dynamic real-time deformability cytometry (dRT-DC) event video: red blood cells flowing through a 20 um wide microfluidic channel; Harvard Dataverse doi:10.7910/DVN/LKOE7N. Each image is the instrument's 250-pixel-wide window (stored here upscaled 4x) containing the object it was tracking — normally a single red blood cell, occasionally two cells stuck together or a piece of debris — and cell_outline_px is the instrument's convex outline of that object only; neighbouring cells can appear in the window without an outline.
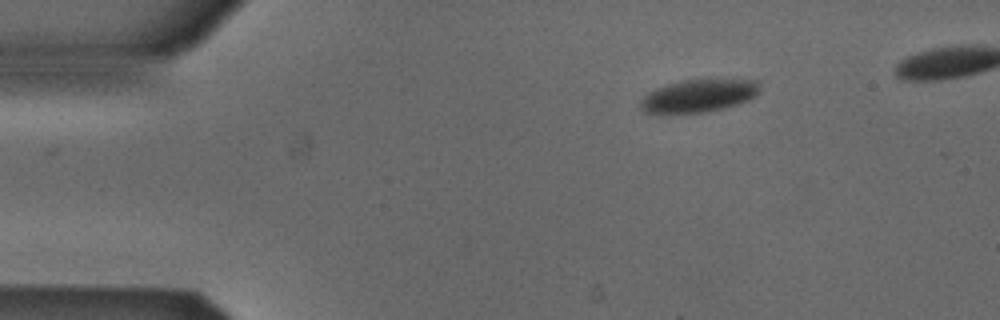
{"species": "Egyptian fruit bat (a non-hibernating species)", "species_latin": "Rousettus aegyptiacus", "temperature_condition": "cold", "stored_images_in_passage": 39, "camera_frame_rate_fps": 3000, "um_per_image_px": 0.085, "animal": {"sex": "male"}, "frame": {"image": 1, "passage_image": 1, "time_ms": 0.0, "image_size_px": [1000, 320], "cell_outline_px": [[760, 88], [748, 100], [724, 108], [708, 112], [672, 116], [652, 116], [644, 112], [640, 108], [640, 100], [648, 92], [656, 88], [680, 80], [756, 80]], "centroid_in_image_um": [59.22, 8.21], "position_along_channel_um": 25.8, "area_um2": 23.41}}
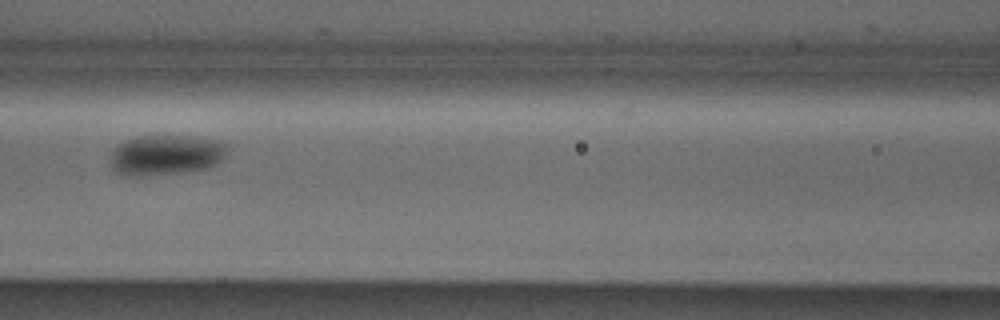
{"frame": {"image": 2, "passage_image": 16, "time_ms": 5.0, "image_size_px": [1000, 320], "cell_outline_px": [[228, 144], [224, 156], [216, 164], [204, 168], [180, 172], [140, 176], [124, 176], [116, 172], [112, 168], [108, 160], [112, 152], [124, 140], [136, 136], [192, 136], [224, 140]], "centroid_in_image_um": [14.08, 13.15], "position_along_channel_um": 152.5, "area_um2": 27.63}}
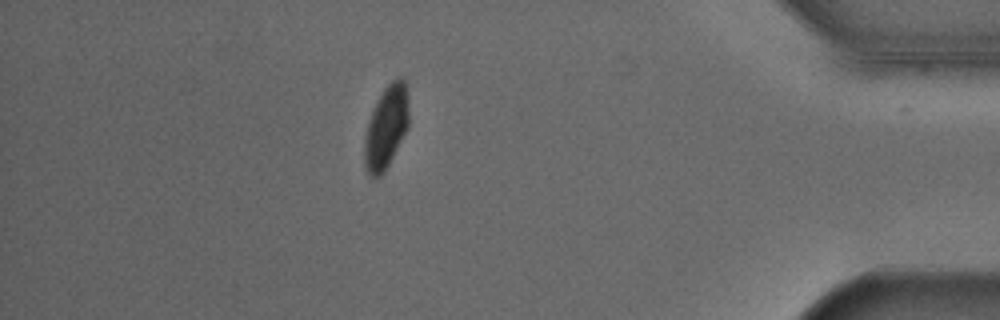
{"frame": {"image": 3, "passage_image": 39, "time_ms": 12.667, "image_size_px": [1000, 320], "cell_outline_px": [[408, 128], [384, 172], [380, 176], [372, 176], [364, 168], [364, 136], [372, 112], [384, 88], [396, 76], [404, 76], [408, 100]], "centroid_in_image_um": [32.83, 10.79], "position_along_channel_um": 402.4, "area_um2": 21.27}, "authors_computed_cell_mechanics": {"area_um2": 25.143, "velocity_mm_per_s": 3.8665, "shape_relaxation_time_tau1_ms": 4.4358, "shape_relaxation_time_tau2_ms": null, "deformation_change_tau1": 0.0898, "deformation_change_tau2": null}}